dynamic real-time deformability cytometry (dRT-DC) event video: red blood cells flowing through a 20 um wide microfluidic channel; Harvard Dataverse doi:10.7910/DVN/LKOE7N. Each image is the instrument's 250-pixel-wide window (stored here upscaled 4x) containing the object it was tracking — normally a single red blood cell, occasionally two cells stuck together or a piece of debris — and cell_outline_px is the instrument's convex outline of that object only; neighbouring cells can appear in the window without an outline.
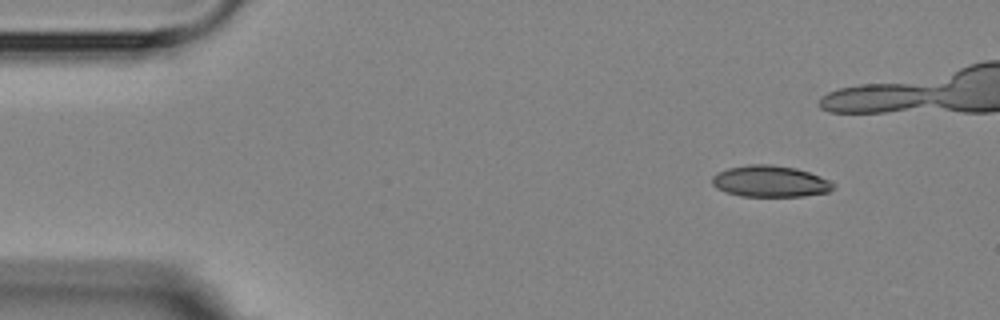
{"species": "Egyptian fruit bat (a non-hibernating species)", "species_latin": "Rousettus aegyptiacus", "temperature_condition": "room temperature", "stored_images_in_passage": 10, "camera_frame_rate_fps": 3000, "um_per_image_px": 0.085, "animal": {"sex": "female"}, "frame": {"image": 1, "passage_image": 1, "time_ms": 0.0, "image_size_px": [1000, 320], "cell_outline_px": [[836, 184], [828, 192], [804, 196], [740, 196], [724, 192], [716, 188], [712, 184], [712, 176], [716, 172], [728, 168], [748, 164], [772, 164], [796, 168], [820, 176]], "centroid_in_image_um": [65.42, 15.41], "position_along_channel_um": 19.6, "area_um2": 22.31}}
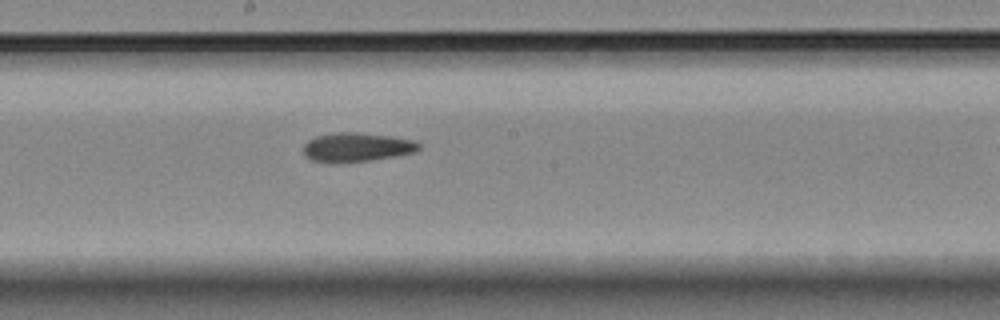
{"frame": {"image": 2, "passage_image": 9, "time_ms": 9.0, "image_size_px": [1000, 320], "cell_outline_px": [[420, 148], [416, 152], [368, 160], [312, 160], [304, 156], [304, 144], [308, 140], [316, 136], [336, 132], [356, 132], [392, 136], [416, 140], [420, 144]], "centroid_in_image_um": [30.37, 12.46], "position_along_channel_um": 217.8, "area_um2": 18.9}}